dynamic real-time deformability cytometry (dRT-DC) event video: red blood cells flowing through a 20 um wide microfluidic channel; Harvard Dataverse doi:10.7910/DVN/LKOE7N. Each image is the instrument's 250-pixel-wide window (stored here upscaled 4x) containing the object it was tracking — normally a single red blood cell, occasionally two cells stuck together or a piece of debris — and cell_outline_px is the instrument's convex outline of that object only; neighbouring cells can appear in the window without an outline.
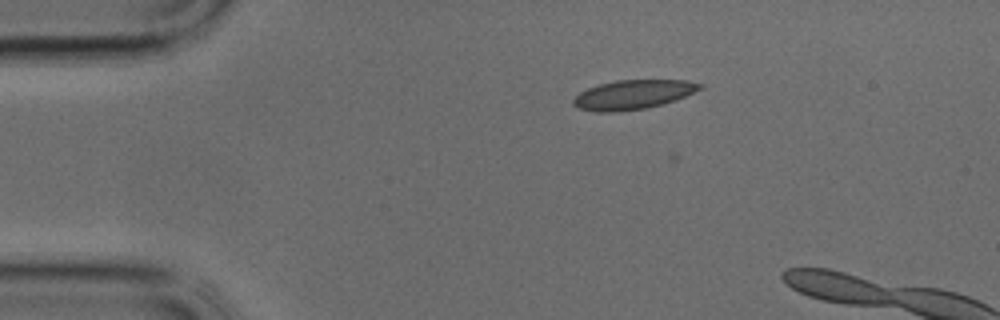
{"species": "common noctule bat (a hibernating species)", "species_latin": "Nyctalus noctula", "temperature_condition": "cold", "stored_images_in_passage": 11, "camera_frame_rate_fps": 3000, "um_per_image_px": 0.085, "animal": {"sex": "male", "body_mass_g": 17.9, "forearm_length_mm": 54.2}, "frame": {"image": 1, "passage_image": 8, "time_ms": 2.333, "image_size_px": [1000, 320], "cell_outline_px": [[704, 88], [676, 100], [644, 108], [616, 112], [596, 112], [580, 108], [572, 104], [572, 100], [580, 92], [588, 88], [600, 84], [616, 80], [684, 80], [704, 84]], "centroid_in_image_um": [53.82, 8.03], "position_along_channel_um": 31.2, "area_um2": 21.5}}